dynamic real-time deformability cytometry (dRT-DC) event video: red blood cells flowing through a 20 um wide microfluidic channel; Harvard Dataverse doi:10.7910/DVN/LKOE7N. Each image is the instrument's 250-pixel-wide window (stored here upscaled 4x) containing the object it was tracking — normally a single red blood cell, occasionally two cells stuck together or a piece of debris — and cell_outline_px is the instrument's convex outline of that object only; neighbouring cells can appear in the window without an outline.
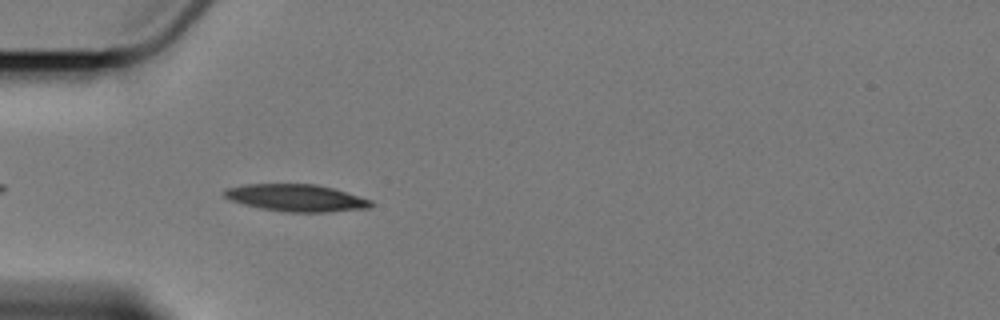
{"species": "Egyptian fruit bat (a non-hibernating species)", "species_latin": "Rousettus aegyptiacus", "temperature_condition": "cold", "stored_images_in_passage": 6, "camera_frame_rate_fps": 3000, "um_per_image_px": 0.085, "animal": {"sex": "female"}, "frame": {"image": 1, "passage_image": 5, "time_ms": 5.667, "image_size_px": [1000, 320], "cell_outline_px": [[372, 204], [368, 208], [328, 212], [284, 212], [260, 208], [244, 204], [232, 200], [224, 196], [224, 192], [228, 188], [248, 184], [316, 184], [332, 188], [372, 200]], "centroid_in_image_um": [25.19, 16.82], "position_along_channel_um": 59.8, "area_um2": 22.89}}